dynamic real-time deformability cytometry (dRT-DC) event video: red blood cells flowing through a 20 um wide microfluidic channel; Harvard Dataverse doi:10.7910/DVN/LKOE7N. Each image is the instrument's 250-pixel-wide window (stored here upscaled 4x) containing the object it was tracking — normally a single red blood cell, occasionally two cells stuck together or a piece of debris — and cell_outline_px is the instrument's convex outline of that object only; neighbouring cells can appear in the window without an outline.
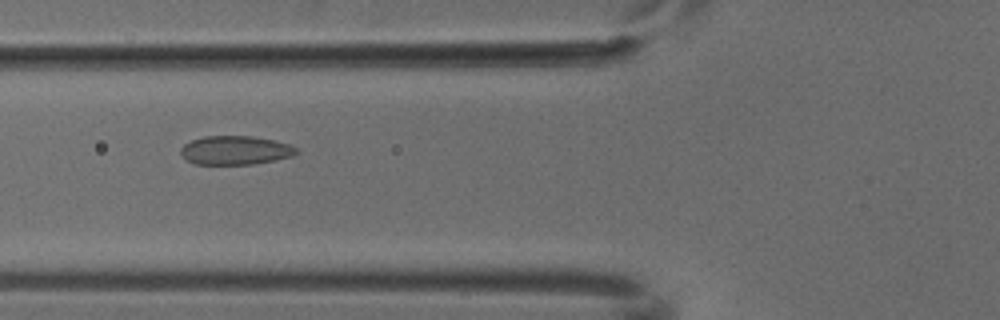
{"species": "common noctule bat (a hibernating species)", "species_latin": "Nyctalus noctula", "temperature_condition": "cold", "stored_images_in_passage": 8, "camera_frame_rate_fps": 3000, "um_per_image_px": 0.085, "animal": {"sex": "male", "body_mass_g": 18.8}, "frame": {"image": 1, "passage_image": 6, "time_ms": 1.667, "image_size_px": [1000, 320], "cell_outline_px": [[300, 152], [292, 156], [276, 160], [252, 164], [196, 164], [188, 160], [180, 152], [180, 148], [184, 144], [192, 140], [204, 136], [252, 136], [272, 140], [288, 144], [296, 148]], "centroid_in_image_um": [20.01, 12.77], "position_along_channel_um": 105.8, "area_um2": 19.31}}
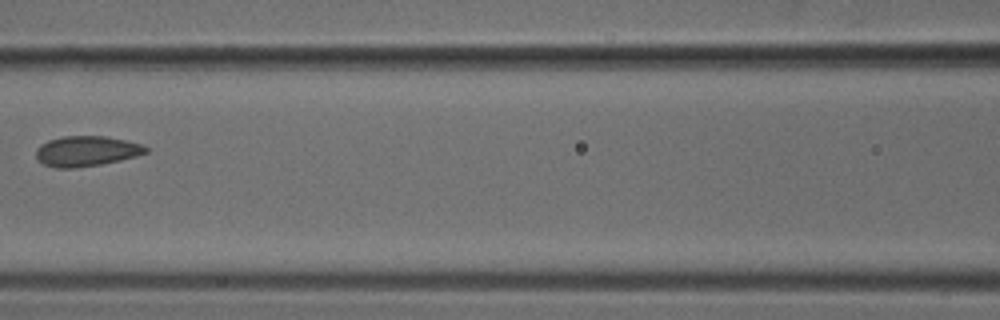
{"frame": {"image": 2, "passage_image": 7, "time_ms": 2.0, "image_size_px": [1000, 320], "cell_outline_px": [[148, 152], [136, 156], [120, 160], [100, 164], [76, 168], [56, 168], [44, 164], [36, 156], [36, 148], [40, 144], [48, 140], [64, 136], [104, 136], [124, 140], [140, 144], [148, 148]], "centroid_in_image_um": [7.32, 12.84], "position_along_channel_um": 159.3, "area_um2": 19.25}}
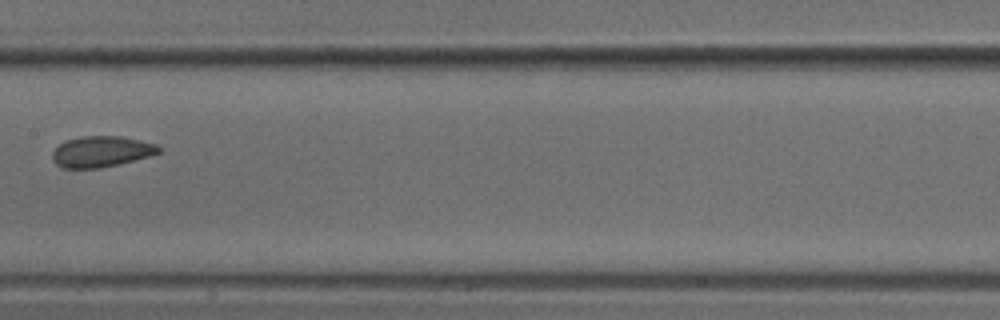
{"frame": {"image": 3, "passage_image": 8, "time_ms": 2.333, "image_size_px": [1000, 320], "cell_outline_px": [[164, 148], [160, 152], [152, 156], [100, 168], [60, 168], [52, 160], [52, 152], [60, 144], [68, 140], [80, 136], [120, 136], [156, 144]], "centroid_in_image_um": [8.63, 12.89], "position_along_channel_um": 198.8, "area_um2": 19.25}}